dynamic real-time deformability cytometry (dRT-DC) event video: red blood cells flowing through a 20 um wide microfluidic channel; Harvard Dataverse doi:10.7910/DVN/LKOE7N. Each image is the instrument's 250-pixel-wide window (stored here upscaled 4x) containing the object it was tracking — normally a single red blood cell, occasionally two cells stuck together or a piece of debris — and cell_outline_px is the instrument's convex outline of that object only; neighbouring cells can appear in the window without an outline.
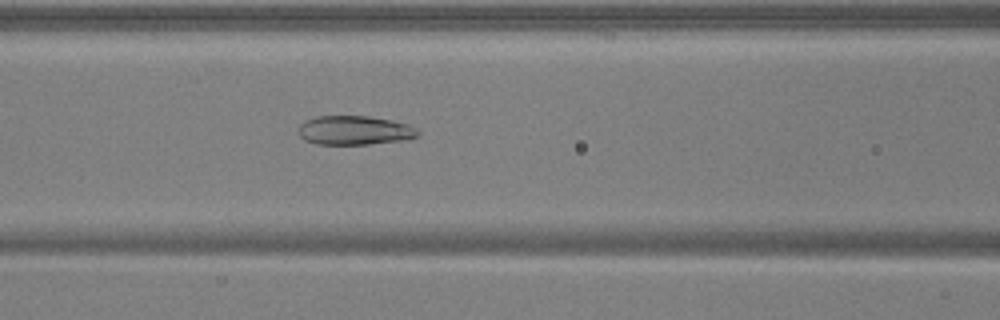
{"species": "common noctule bat (a hibernating species)", "species_latin": "Nyctalus noctula", "temperature_condition": "warm", "stored_images_in_passage": 52, "camera_frame_rate_fps": 3000, "um_per_image_px": 0.085, "animal": {"sex": "male", "body_mass_g": 17.9, "forearm_length_mm": 54.2}, "frame": {"image": 1, "passage_image": 23, "time_ms": 7.333, "image_size_px": [1000, 320], "cell_outline_px": [[420, 136], [408, 140], [368, 144], [316, 144], [304, 140], [296, 132], [300, 124], [304, 120], [316, 116], [368, 116], [392, 120], [408, 124], [416, 128], [420, 132]], "centroid_in_image_um": [30.14, 11.08], "position_along_channel_um": 136.5, "area_um2": 20.63}}
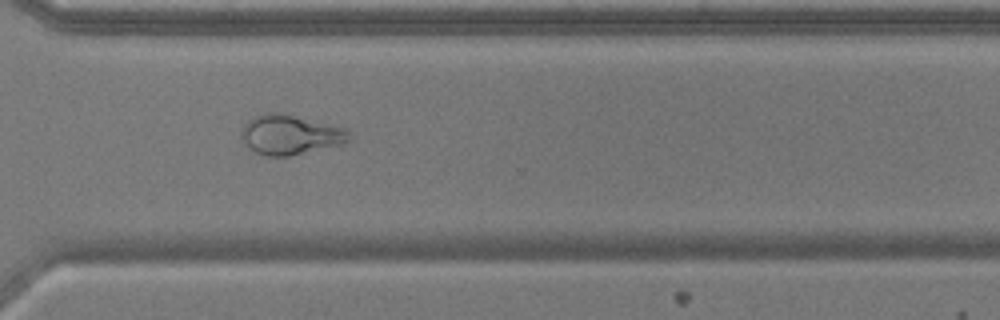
{"frame": {"image": 2, "passage_image": 39, "time_ms": 12.667, "image_size_px": [1000, 320], "cell_outline_px": [[352, 140], [340, 144], [288, 156], [268, 156], [256, 152], [248, 148], [240, 136], [244, 124], [252, 116], [264, 112], [284, 112], [344, 128], [348, 132]], "centroid_in_image_um": [24.62, 11.42], "position_along_channel_um": 346.0, "area_um2": 24.97}}
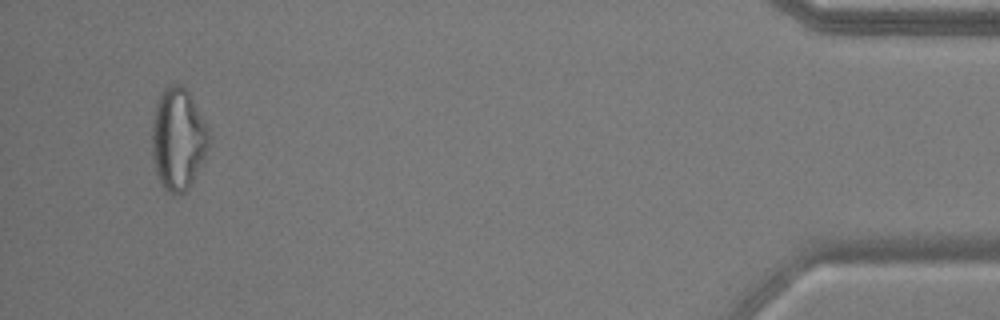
{"frame": {"image": 3, "passage_image": 50, "time_ms": 16.333, "image_size_px": [1000, 320], "cell_outline_px": [[212, 136], [204, 160], [188, 188], [184, 192], [176, 196], [168, 192], [164, 188], [156, 172], [152, 156], [152, 124], [156, 104], [160, 92], [164, 88], [172, 84], [180, 84], [192, 96]], "centroid_in_image_um": [15.15, 11.81], "position_along_channel_um": 420.0, "area_um2": 34.1}, "authors_computed_cell_mechanics": {"area_um2": 26.7903, "velocity_mm_per_s": 3.9354, "shape_relaxation_time_tau1_ms": null, "shape_relaxation_time_tau2_ms": 1.7953, "deformation_change_tau1": null, "deformation_change_tau2": 0.0561}}